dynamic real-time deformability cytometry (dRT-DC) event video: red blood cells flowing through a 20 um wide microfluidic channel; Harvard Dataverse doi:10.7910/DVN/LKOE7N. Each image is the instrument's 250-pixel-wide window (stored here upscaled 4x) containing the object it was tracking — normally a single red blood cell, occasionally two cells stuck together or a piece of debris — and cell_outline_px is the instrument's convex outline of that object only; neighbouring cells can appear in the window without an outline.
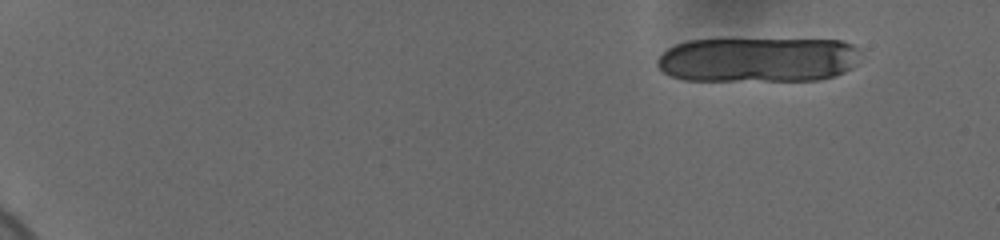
{"species": "human", "species_latin": "Homo sapiens", "temperature_condition": "cold", "stored_images_in_passage": 18, "camera_frame_rate_fps": 3000, "um_per_image_px": 0.085, "donor": {"sex": "female"}, "frame": {"image": 1, "passage_image": 1, "time_ms": 0.0, "image_size_px": [1000, 240], "cell_outline_px": [[860, 52], [856, 64], [852, 68], [836, 76], [820, 80], [684, 80], [672, 76], [664, 72], [656, 64], [656, 60], [668, 48], [676, 44], [688, 40], [720, 36], [844, 40], [860, 48]], "centroid_in_image_um": [64.45, 5.0], "position_along_channel_um": 20.5, "area_um2": 55.6}}